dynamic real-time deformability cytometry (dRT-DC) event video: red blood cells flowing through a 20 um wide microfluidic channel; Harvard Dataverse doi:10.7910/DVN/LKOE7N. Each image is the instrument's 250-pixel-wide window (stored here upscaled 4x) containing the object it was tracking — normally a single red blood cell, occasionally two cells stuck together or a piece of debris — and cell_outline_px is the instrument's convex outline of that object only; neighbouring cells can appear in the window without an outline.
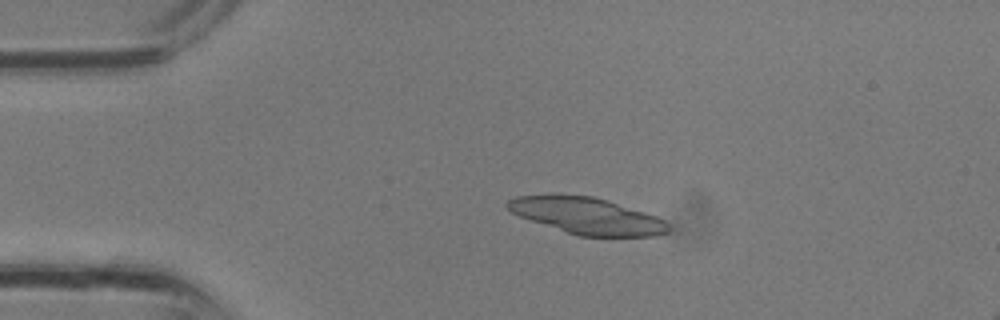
{"species": "common noctule bat (a hibernating species)", "species_latin": "Nyctalus noctula", "temperature_condition": "room temperature", "stored_images_in_passage": 31, "segment_of_instrument_passage": [1, 2], "camera_frame_rate_fps": 3000, "um_per_image_px": 0.085, "animal": {"sex": "male", "body_mass_g": 13.3}, "frame": {"image": 1, "passage_image": 6, "time_ms": 1.667, "image_size_px": [1000, 320], "cell_outline_px": [[672, 228], [668, 232], [656, 236], [580, 236], [520, 216], [504, 208], [504, 204], [508, 200], [516, 196], [592, 196], [608, 200], [656, 216], [664, 220]], "centroid_in_image_um": [49.94, 18.36], "position_along_channel_um": 35.1, "area_um2": 33.52}}